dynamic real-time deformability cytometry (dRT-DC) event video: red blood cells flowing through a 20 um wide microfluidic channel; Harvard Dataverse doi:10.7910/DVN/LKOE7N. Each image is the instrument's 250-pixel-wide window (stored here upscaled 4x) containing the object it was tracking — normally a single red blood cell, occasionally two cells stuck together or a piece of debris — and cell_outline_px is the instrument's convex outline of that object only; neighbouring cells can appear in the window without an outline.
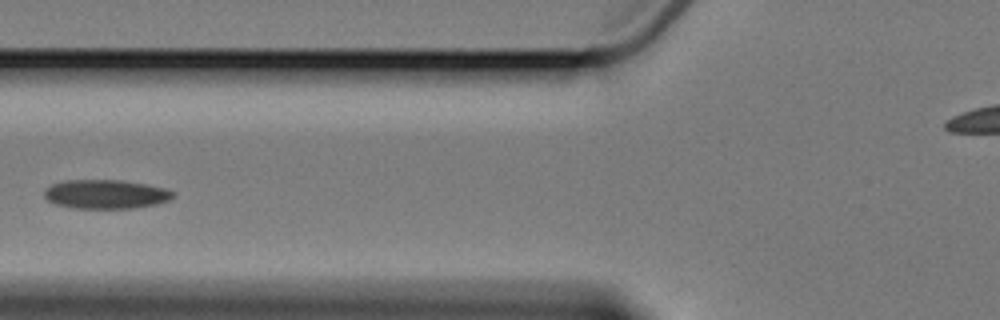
{"species": "Egyptian fruit bat (a non-hibernating species)", "species_latin": "Rousettus aegyptiacus", "temperature_condition": "cold", "stored_images_in_passage": 6, "camera_frame_rate_fps": 3000, "um_per_image_px": 0.085, "animal": {"sex": "female"}, "frame": {"image": 1, "passage_image": 5, "time_ms": 5.667, "image_size_px": [1000, 320], "cell_outline_px": [[176, 196], [172, 200], [156, 204], [132, 208], [72, 208], [56, 204], [48, 200], [44, 196], [44, 188], [52, 184], [64, 180], [120, 180], [168, 188], [176, 192]], "centroid_in_image_um": [9.03, 16.5], "position_along_channel_um": 116.8, "area_um2": 22.02}}
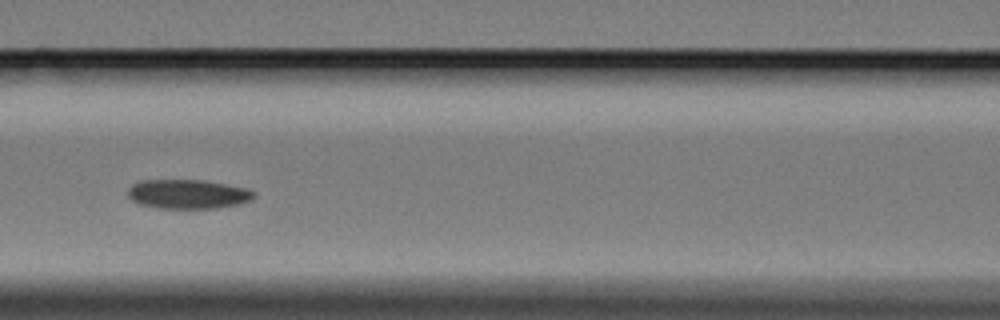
{"frame": {"image": 2, "passage_image": 6, "time_ms": 6.667, "image_size_px": [1000, 320], "cell_outline_px": [[256, 196], [252, 200], [240, 204], [216, 208], [156, 208], [140, 204], [132, 200], [128, 196], [128, 188], [132, 184], [140, 180], [204, 180], [248, 188], [256, 192]], "centroid_in_image_um": [16.0, 16.49], "position_along_channel_um": 150.6, "area_um2": 21.73}}